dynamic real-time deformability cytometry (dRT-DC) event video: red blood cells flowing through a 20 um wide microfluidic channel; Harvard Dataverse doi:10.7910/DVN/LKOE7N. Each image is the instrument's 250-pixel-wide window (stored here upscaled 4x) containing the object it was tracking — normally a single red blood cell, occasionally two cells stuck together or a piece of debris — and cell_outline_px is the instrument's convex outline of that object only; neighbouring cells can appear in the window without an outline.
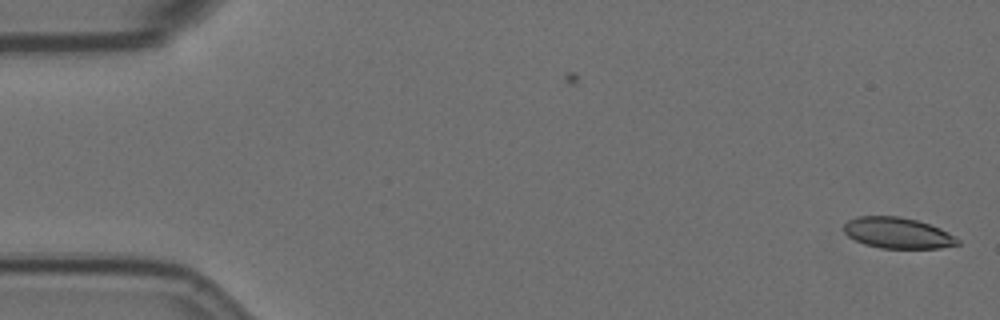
{"species": "Egyptian fruit bat (a non-hibernating species)", "species_latin": "Rousettus aegyptiacus", "temperature_condition": "room temperature", "stored_images_in_passage": 55, "camera_frame_rate_fps": 3000, "um_per_image_px": 0.085, "animal": {"sex": "female"}, "frame": {"image": 1, "passage_image": 1, "time_ms": 0.0, "image_size_px": [1000, 320], "cell_outline_px": [[960, 244], [940, 248], [880, 248], [864, 244], [848, 236], [844, 232], [844, 224], [848, 220], [860, 216], [900, 216], [916, 220], [940, 228], [948, 232], [960, 240]], "centroid_in_image_um": [76.3, 19.8], "position_along_channel_um": 8.7, "area_um2": 20.46}}
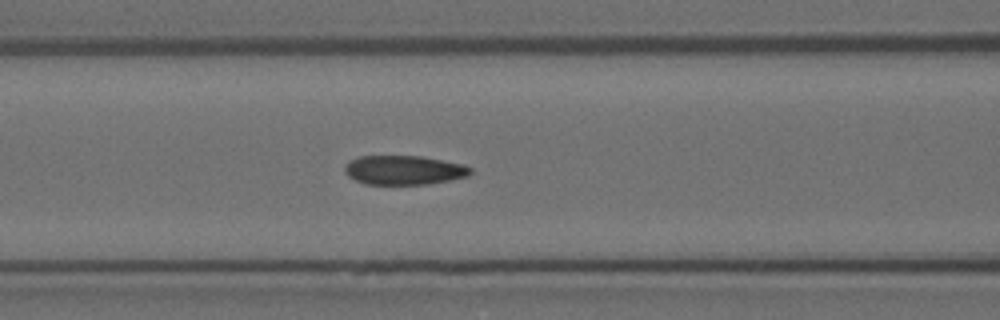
{"frame": {"image": 2, "passage_image": 23, "time_ms": 7.333, "image_size_px": [1000, 320], "cell_outline_px": [[472, 172], [468, 176], [428, 184], [364, 184], [348, 176], [344, 172], [344, 164], [348, 160], [360, 156], [420, 156], [464, 164], [472, 168]], "centroid_in_image_um": [34.3, 14.45], "position_along_channel_um": 132.3, "area_um2": 21.5}}
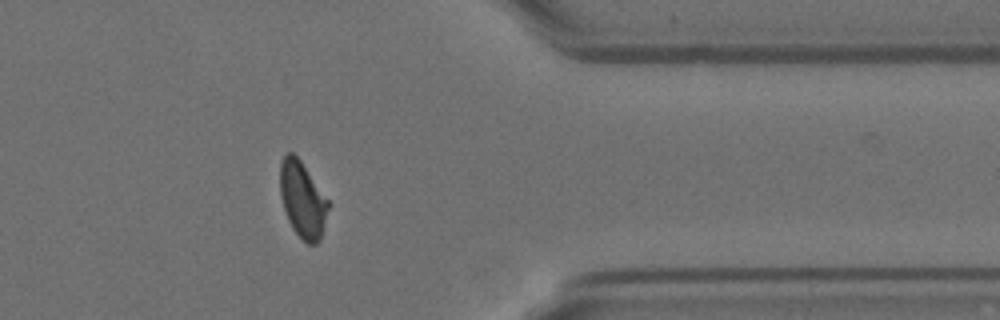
{"frame": {"image": 3, "passage_image": 46, "time_ms": 15.0, "image_size_px": [1000, 320], "cell_outline_px": [[332, 204], [320, 240], [316, 244], [308, 244], [292, 228], [288, 220], [280, 196], [280, 160], [288, 152], [292, 152], [300, 160]], "centroid_in_image_um": [25.75, 16.97], "position_along_channel_um": 385.7, "area_um2": 21.62}, "authors_computed_cell_mechanics": {"area_um2": 21.8484, "velocity_mm_per_s": 3.5294, "shape_relaxation_time_tau1_ms": null, "shape_relaxation_time_tau2_ms": 1.5948, "deformation_change_tau1": null, "deformation_change_tau2": 0.0866}}